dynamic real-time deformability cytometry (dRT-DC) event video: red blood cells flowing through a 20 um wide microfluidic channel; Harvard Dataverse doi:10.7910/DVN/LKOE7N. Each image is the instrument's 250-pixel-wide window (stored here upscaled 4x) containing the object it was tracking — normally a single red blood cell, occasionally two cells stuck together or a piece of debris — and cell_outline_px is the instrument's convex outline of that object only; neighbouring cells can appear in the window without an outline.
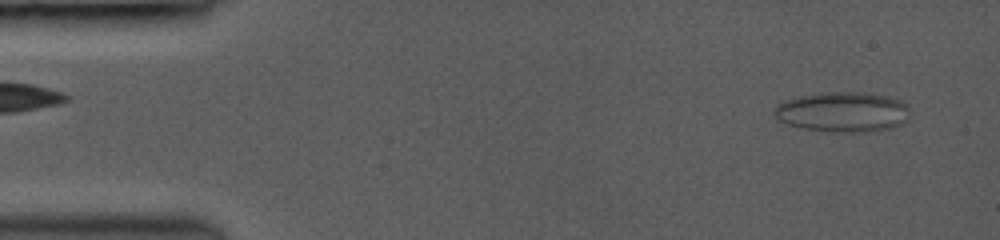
{"species": "common noctule bat (a hibernating species)", "species_latin": "Nyctalus noctula", "temperature_condition": "room temperature", "stored_images_in_passage": 57, "camera_frame_rate_fps": 3500, "um_per_image_px": 0.085, "animal": {"sex": "female", "body_mass_g": 19.0, "forearm_length_mm": 53.3}, "frame": {"image": 1, "passage_image": 3, "time_ms": 0.571, "image_size_px": [1000, 240], "cell_outline_px": [[908, 120], [904, 124], [888, 128], [864, 132], [840, 132], [800, 128], [776, 120], [772, 112], [784, 100], [800, 96], [820, 92], [864, 92], [888, 96], [904, 100], [908, 104]], "centroid_in_image_um": [71.65, 9.51], "position_along_channel_um": 13.3, "area_um2": 32.02}}
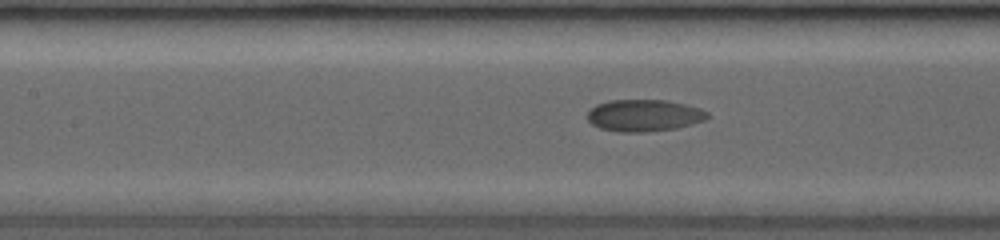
{"frame": {"image": 2, "passage_image": 26, "time_ms": 7.143, "image_size_px": [1000, 240], "cell_outline_px": [[708, 116], [704, 120], [692, 124], [676, 128], [648, 132], [616, 132], [600, 128], [592, 124], [588, 120], [588, 112], [596, 104], [612, 100], [664, 100], [684, 104], [700, 108], [708, 112]], "centroid_in_image_um": [54.73, 9.82], "position_along_channel_um": 152.7, "area_um2": 22.25}}
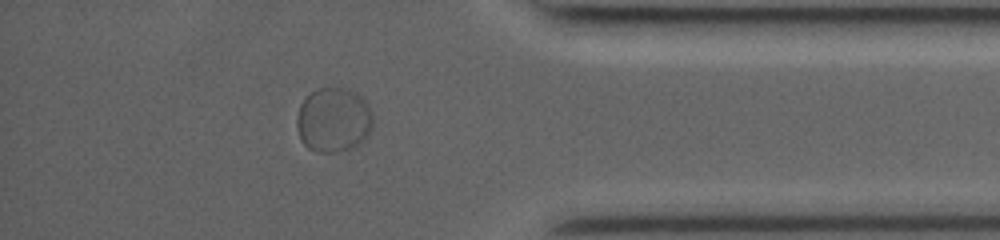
{"frame": {"image": 3, "passage_image": 50, "time_ms": 14.0, "image_size_px": [1000, 240], "cell_outline_px": [[372, 128], [368, 136], [364, 140], [348, 148], [336, 152], [316, 152], [308, 148], [300, 140], [296, 124], [296, 116], [300, 104], [316, 88], [348, 88], [360, 96], [368, 104], [372, 112]], "centroid_in_image_um": [28.33, 10.19], "position_along_channel_um": 406.9, "area_um2": 28.73}, "authors_computed_cell_mechanics": {"area_um2": 23.1778, "velocity_mm_per_s": 3.8763, "shape_relaxation_time_tau1_ms": 2.8238, "shape_relaxation_time_tau2_ms": null, "deformation_change_tau1": 0.0576, "deformation_change_tau2": null}}